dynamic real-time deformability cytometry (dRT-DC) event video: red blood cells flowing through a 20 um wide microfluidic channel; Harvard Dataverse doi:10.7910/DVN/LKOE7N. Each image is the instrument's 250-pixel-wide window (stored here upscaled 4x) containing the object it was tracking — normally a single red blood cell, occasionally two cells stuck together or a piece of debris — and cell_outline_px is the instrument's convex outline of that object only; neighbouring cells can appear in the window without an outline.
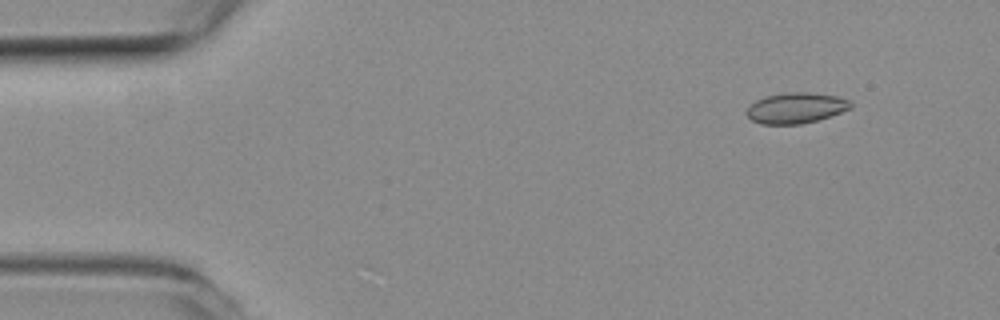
{"species": "common noctule bat (a hibernating species)", "species_latin": "Nyctalus noctula", "temperature_condition": "room temperature", "stored_images_in_passage": 55, "camera_frame_rate_fps": 3000, "um_per_image_px": 0.085, "animal": {"sex": "female", "body_mass_g": 19.3, "forearm_length_mm": 54.1}, "frame": {"image": 1, "passage_image": 5, "time_ms": 1.333, "image_size_px": [1000, 320], "cell_outline_px": [[852, 108], [816, 120], [800, 124], [760, 124], [752, 120], [744, 112], [756, 100], [764, 96], [784, 92], [808, 92], [836, 96], [852, 100]], "centroid_in_image_um": [67.64, 9.16], "position_along_channel_um": 17.4, "area_um2": 18.61}}
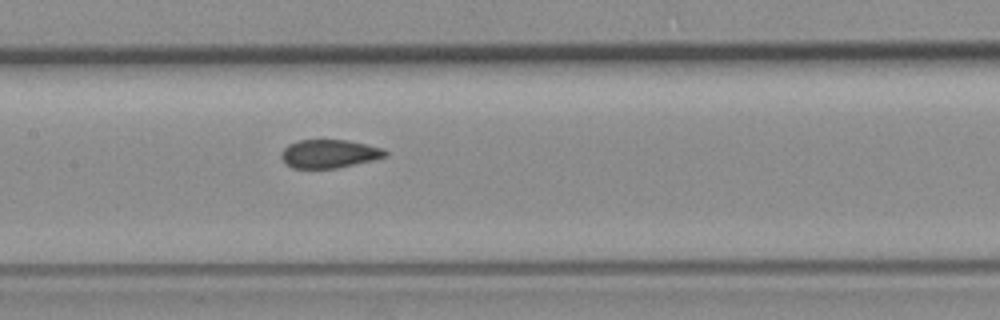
{"frame": {"image": 2, "passage_image": 26, "time_ms": 8.333, "image_size_px": [1000, 320], "cell_outline_px": [[388, 156], [372, 160], [336, 168], [292, 168], [284, 164], [280, 156], [280, 152], [288, 144], [296, 140], [348, 140], [384, 148], [388, 152]], "centroid_in_image_um": [27.95, 13.06], "position_along_channel_um": 179.4, "area_um2": 17.4}}
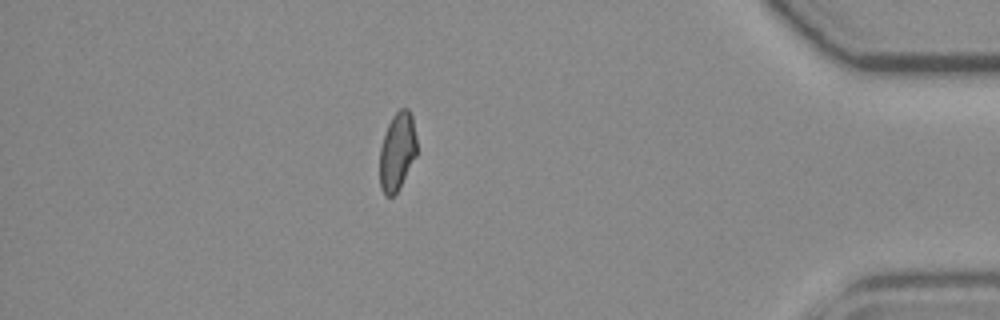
{"frame": {"image": 3, "passage_image": 48, "time_ms": 15.667, "image_size_px": [1000, 320], "cell_outline_px": [[416, 156], [400, 188], [392, 196], [384, 196], [380, 188], [380, 148], [388, 124], [392, 116], [400, 108], [408, 108], [412, 116], [416, 136]], "centroid_in_image_um": [33.76, 12.89], "position_along_channel_um": 401.4, "area_um2": 16.94}, "authors_computed_cell_mechanics": {"area_um2": 18.1492, "velocity_mm_per_s": 3.6511, "shape_relaxation_time_tau1_ms": null, "shape_relaxation_time_tau2_ms": 1.4548, "deformation_change_tau1": null, "deformation_change_tau2": 0.0472}}